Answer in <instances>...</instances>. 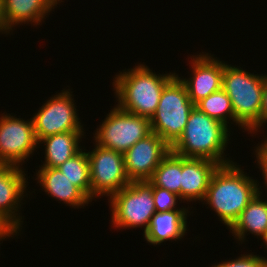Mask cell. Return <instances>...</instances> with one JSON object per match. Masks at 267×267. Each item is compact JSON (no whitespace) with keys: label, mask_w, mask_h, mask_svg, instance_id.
<instances>
[{"label":"cell","mask_w":267,"mask_h":267,"mask_svg":"<svg viewBox=\"0 0 267 267\" xmlns=\"http://www.w3.org/2000/svg\"><path fill=\"white\" fill-rule=\"evenodd\" d=\"M266 139V140H265ZM264 139V143L261 142V144L257 147H255L256 159L255 160L258 163V168L262 171V176L264 179V186H267V138ZM267 189V187L265 188Z\"/></svg>","instance_id":"cell-25"},{"label":"cell","mask_w":267,"mask_h":267,"mask_svg":"<svg viewBox=\"0 0 267 267\" xmlns=\"http://www.w3.org/2000/svg\"><path fill=\"white\" fill-rule=\"evenodd\" d=\"M82 149L58 169L91 200L90 165L87 152Z\"/></svg>","instance_id":"cell-21"},{"label":"cell","mask_w":267,"mask_h":267,"mask_svg":"<svg viewBox=\"0 0 267 267\" xmlns=\"http://www.w3.org/2000/svg\"><path fill=\"white\" fill-rule=\"evenodd\" d=\"M239 166L237 162L220 165L211 178L203 200L228 229L256 196L260 185L257 179L246 175Z\"/></svg>","instance_id":"cell-1"},{"label":"cell","mask_w":267,"mask_h":267,"mask_svg":"<svg viewBox=\"0 0 267 267\" xmlns=\"http://www.w3.org/2000/svg\"><path fill=\"white\" fill-rule=\"evenodd\" d=\"M171 147L156 133L139 140L124 154L125 171L130 181H148Z\"/></svg>","instance_id":"cell-12"},{"label":"cell","mask_w":267,"mask_h":267,"mask_svg":"<svg viewBox=\"0 0 267 267\" xmlns=\"http://www.w3.org/2000/svg\"><path fill=\"white\" fill-rule=\"evenodd\" d=\"M152 194L156 212L177 210V202L182 201L180 196L159 187H152ZM177 201V202H176Z\"/></svg>","instance_id":"cell-23"},{"label":"cell","mask_w":267,"mask_h":267,"mask_svg":"<svg viewBox=\"0 0 267 267\" xmlns=\"http://www.w3.org/2000/svg\"><path fill=\"white\" fill-rule=\"evenodd\" d=\"M33 120H23L11 114L0 117V164L21 167L39 148Z\"/></svg>","instance_id":"cell-10"},{"label":"cell","mask_w":267,"mask_h":267,"mask_svg":"<svg viewBox=\"0 0 267 267\" xmlns=\"http://www.w3.org/2000/svg\"><path fill=\"white\" fill-rule=\"evenodd\" d=\"M70 92V89H64L61 93L50 97L33 115L37 142L51 135L84 130Z\"/></svg>","instance_id":"cell-9"},{"label":"cell","mask_w":267,"mask_h":267,"mask_svg":"<svg viewBox=\"0 0 267 267\" xmlns=\"http://www.w3.org/2000/svg\"><path fill=\"white\" fill-rule=\"evenodd\" d=\"M62 0H2L6 29L10 32L16 25L29 22L40 25L45 16Z\"/></svg>","instance_id":"cell-16"},{"label":"cell","mask_w":267,"mask_h":267,"mask_svg":"<svg viewBox=\"0 0 267 267\" xmlns=\"http://www.w3.org/2000/svg\"><path fill=\"white\" fill-rule=\"evenodd\" d=\"M188 208L155 212L149 226L144 233V238L151 245H159L170 240H181L187 233Z\"/></svg>","instance_id":"cell-17"},{"label":"cell","mask_w":267,"mask_h":267,"mask_svg":"<svg viewBox=\"0 0 267 267\" xmlns=\"http://www.w3.org/2000/svg\"><path fill=\"white\" fill-rule=\"evenodd\" d=\"M212 267H267V263L262 256L250 254H241L240 257L232 259V261L225 260L222 263L214 264Z\"/></svg>","instance_id":"cell-24"},{"label":"cell","mask_w":267,"mask_h":267,"mask_svg":"<svg viewBox=\"0 0 267 267\" xmlns=\"http://www.w3.org/2000/svg\"><path fill=\"white\" fill-rule=\"evenodd\" d=\"M0 32L3 34H8L10 33L7 29H6V25L4 22V16H3V10H2V0H0Z\"/></svg>","instance_id":"cell-27"},{"label":"cell","mask_w":267,"mask_h":267,"mask_svg":"<svg viewBox=\"0 0 267 267\" xmlns=\"http://www.w3.org/2000/svg\"><path fill=\"white\" fill-rule=\"evenodd\" d=\"M229 130V127L194 107L182 135L171 146V151L185 158H205L220 165L232 163L229 158H224L227 156L224 151L231 134Z\"/></svg>","instance_id":"cell-3"},{"label":"cell","mask_w":267,"mask_h":267,"mask_svg":"<svg viewBox=\"0 0 267 267\" xmlns=\"http://www.w3.org/2000/svg\"><path fill=\"white\" fill-rule=\"evenodd\" d=\"M36 175L37 183H40L48 196L63 201L68 206L79 209L92 202L58 168H39Z\"/></svg>","instance_id":"cell-15"},{"label":"cell","mask_w":267,"mask_h":267,"mask_svg":"<svg viewBox=\"0 0 267 267\" xmlns=\"http://www.w3.org/2000/svg\"><path fill=\"white\" fill-rule=\"evenodd\" d=\"M220 164L205 158L181 156V199L203 202L211 178Z\"/></svg>","instance_id":"cell-14"},{"label":"cell","mask_w":267,"mask_h":267,"mask_svg":"<svg viewBox=\"0 0 267 267\" xmlns=\"http://www.w3.org/2000/svg\"><path fill=\"white\" fill-rule=\"evenodd\" d=\"M152 187L166 189L181 198V156L170 151L148 180Z\"/></svg>","instance_id":"cell-20"},{"label":"cell","mask_w":267,"mask_h":267,"mask_svg":"<svg viewBox=\"0 0 267 267\" xmlns=\"http://www.w3.org/2000/svg\"><path fill=\"white\" fill-rule=\"evenodd\" d=\"M87 152L90 165L91 201L99 196L111 197L127 186L129 180L125 171L123 153L101 147Z\"/></svg>","instance_id":"cell-8"},{"label":"cell","mask_w":267,"mask_h":267,"mask_svg":"<svg viewBox=\"0 0 267 267\" xmlns=\"http://www.w3.org/2000/svg\"><path fill=\"white\" fill-rule=\"evenodd\" d=\"M151 133L149 118L126 112L116 105L95 131L94 141L101 147L124 154Z\"/></svg>","instance_id":"cell-7"},{"label":"cell","mask_w":267,"mask_h":267,"mask_svg":"<svg viewBox=\"0 0 267 267\" xmlns=\"http://www.w3.org/2000/svg\"><path fill=\"white\" fill-rule=\"evenodd\" d=\"M195 107L227 127L230 119L235 123L231 100L223 89L201 99Z\"/></svg>","instance_id":"cell-22"},{"label":"cell","mask_w":267,"mask_h":267,"mask_svg":"<svg viewBox=\"0 0 267 267\" xmlns=\"http://www.w3.org/2000/svg\"><path fill=\"white\" fill-rule=\"evenodd\" d=\"M84 131H69L41 139L38 144L45 146V162L40 168H58L82 150L79 145Z\"/></svg>","instance_id":"cell-19"},{"label":"cell","mask_w":267,"mask_h":267,"mask_svg":"<svg viewBox=\"0 0 267 267\" xmlns=\"http://www.w3.org/2000/svg\"><path fill=\"white\" fill-rule=\"evenodd\" d=\"M190 57L192 60L190 78H179L184 83L190 100L196 104L222 89L224 61L203 52Z\"/></svg>","instance_id":"cell-13"},{"label":"cell","mask_w":267,"mask_h":267,"mask_svg":"<svg viewBox=\"0 0 267 267\" xmlns=\"http://www.w3.org/2000/svg\"><path fill=\"white\" fill-rule=\"evenodd\" d=\"M116 74L113 82L117 106L129 113L151 119L165 85L176 73L156 74L144 64Z\"/></svg>","instance_id":"cell-2"},{"label":"cell","mask_w":267,"mask_h":267,"mask_svg":"<svg viewBox=\"0 0 267 267\" xmlns=\"http://www.w3.org/2000/svg\"><path fill=\"white\" fill-rule=\"evenodd\" d=\"M265 75L246 72L224 62L222 89L231 100L235 125L258 133Z\"/></svg>","instance_id":"cell-4"},{"label":"cell","mask_w":267,"mask_h":267,"mask_svg":"<svg viewBox=\"0 0 267 267\" xmlns=\"http://www.w3.org/2000/svg\"><path fill=\"white\" fill-rule=\"evenodd\" d=\"M7 236H5L1 231H0V241H3Z\"/></svg>","instance_id":"cell-29"},{"label":"cell","mask_w":267,"mask_h":267,"mask_svg":"<svg viewBox=\"0 0 267 267\" xmlns=\"http://www.w3.org/2000/svg\"><path fill=\"white\" fill-rule=\"evenodd\" d=\"M109 198L113 227L117 229L143 227L144 233L146 232L156 212L152 185L148 181H131Z\"/></svg>","instance_id":"cell-6"},{"label":"cell","mask_w":267,"mask_h":267,"mask_svg":"<svg viewBox=\"0 0 267 267\" xmlns=\"http://www.w3.org/2000/svg\"><path fill=\"white\" fill-rule=\"evenodd\" d=\"M267 123V75L265 74L263 96H262V109L260 114V127H264Z\"/></svg>","instance_id":"cell-26"},{"label":"cell","mask_w":267,"mask_h":267,"mask_svg":"<svg viewBox=\"0 0 267 267\" xmlns=\"http://www.w3.org/2000/svg\"><path fill=\"white\" fill-rule=\"evenodd\" d=\"M261 187H257L258 193L248 203L237 221L229 229V231H232V236L241 241L240 243L246 239L247 232L257 236V238L258 236L262 238L267 232V200L261 197Z\"/></svg>","instance_id":"cell-18"},{"label":"cell","mask_w":267,"mask_h":267,"mask_svg":"<svg viewBox=\"0 0 267 267\" xmlns=\"http://www.w3.org/2000/svg\"><path fill=\"white\" fill-rule=\"evenodd\" d=\"M22 170V167L15 165L0 164V231L7 238L17 236L20 227L22 229L23 218L19 207L29 185Z\"/></svg>","instance_id":"cell-11"},{"label":"cell","mask_w":267,"mask_h":267,"mask_svg":"<svg viewBox=\"0 0 267 267\" xmlns=\"http://www.w3.org/2000/svg\"><path fill=\"white\" fill-rule=\"evenodd\" d=\"M194 107L184 83L176 74L165 85L157 110L150 119L152 132L171 147L182 135Z\"/></svg>","instance_id":"cell-5"},{"label":"cell","mask_w":267,"mask_h":267,"mask_svg":"<svg viewBox=\"0 0 267 267\" xmlns=\"http://www.w3.org/2000/svg\"><path fill=\"white\" fill-rule=\"evenodd\" d=\"M263 239V243L265 248L267 249V232L264 234V236L261 238V240ZM265 259V262L267 263V258L263 257Z\"/></svg>","instance_id":"cell-28"}]
</instances>
